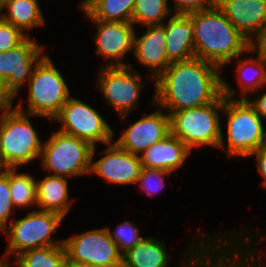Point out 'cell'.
<instances>
[{"mask_svg":"<svg viewBox=\"0 0 266 267\" xmlns=\"http://www.w3.org/2000/svg\"><path fill=\"white\" fill-rule=\"evenodd\" d=\"M221 72L218 66L197 57L172 62L154 81L149 106H159L169 114L206 106L222 94Z\"/></svg>","mask_w":266,"mask_h":267,"instance_id":"cell-1","label":"cell"},{"mask_svg":"<svg viewBox=\"0 0 266 267\" xmlns=\"http://www.w3.org/2000/svg\"><path fill=\"white\" fill-rule=\"evenodd\" d=\"M188 15L193 22L195 57L223 71L225 66L230 65L229 62L249 50V41L217 5Z\"/></svg>","mask_w":266,"mask_h":267,"instance_id":"cell-2","label":"cell"},{"mask_svg":"<svg viewBox=\"0 0 266 267\" xmlns=\"http://www.w3.org/2000/svg\"><path fill=\"white\" fill-rule=\"evenodd\" d=\"M222 117H225L226 135L222 130L218 149L224 151L225 159H247L262 147L266 124L246 98L223 95Z\"/></svg>","mask_w":266,"mask_h":267,"instance_id":"cell-3","label":"cell"},{"mask_svg":"<svg viewBox=\"0 0 266 267\" xmlns=\"http://www.w3.org/2000/svg\"><path fill=\"white\" fill-rule=\"evenodd\" d=\"M34 117L41 116L20 112L15 107L0 110L1 169L22 168L39 161L43 140L32 124Z\"/></svg>","mask_w":266,"mask_h":267,"instance_id":"cell-4","label":"cell"},{"mask_svg":"<svg viewBox=\"0 0 266 267\" xmlns=\"http://www.w3.org/2000/svg\"><path fill=\"white\" fill-rule=\"evenodd\" d=\"M54 62L47 53L35 66L26 86L27 109L24 110L20 101L15 104L18 111L51 121L72 96L68 81Z\"/></svg>","mask_w":266,"mask_h":267,"instance_id":"cell-5","label":"cell"},{"mask_svg":"<svg viewBox=\"0 0 266 267\" xmlns=\"http://www.w3.org/2000/svg\"><path fill=\"white\" fill-rule=\"evenodd\" d=\"M223 94L214 102L196 108L174 111L170 116V133L193 153L195 148H219L222 135Z\"/></svg>","mask_w":266,"mask_h":267,"instance_id":"cell-6","label":"cell"},{"mask_svg":"<svg viewBox=\"0 0 266 267\" xmlns=\"http://www.w3.org/2000/svg\"><path fill=\"white\" fill-rule=\"evenodd\" d=\"M64 219L57 213L39 209L26 212L25 217L20 219H13L0 233L8 241L2 256L10 260L26 250L62 245L64 238L54 239L53 235Z\"/></svg>","mask_w":266,"mask_h":267,"instance_id":"cell-7","label":"cell"},{"mask_svg":"<svg viewBox=\"0 0 266 267\" xmlns=\"http://www.w3.org/2000/svg\"><path fill=\"white\" fill-rule=\"evenodd\" d=\"M93 147L80 138L58 130L43 141L40 164L49 175L68 179L90 175Z\"/></svg>","mask_w":266,"mask_h":267,"instance_id":"cell-8","label":"cell"},{"mask_svg":"<svg viewBox=\"0 0 266 267\" xmlns=\"http://www.w3.org/2000/svg\"><path fill=\"white\" fill-rule=\"evenodd\" d=\"M131 63L126 67H99L95 88L102 93L107 107L111 106L120 122L128 121L130 114L139 109V100L146 82Z\"/></svg>","mask_w":266,"mask_h":267,"instance_id":"cell-9","label":"cell"},{"mask_svg":"<svg viewBox=\"0 0 266 267\" xmlns=\"http://www.w3.org/2000/svg\"><path fill=\"white\" fill-rule=\"evenodd\" d=\"M59 123L58 131L80 138L92 147L114 140L115 132L106 119L86 102L71 96L51 120Z\"/></svg>","mask_w":266,"mask_h":267,"instance_id":"cell-10","label":"cell"},{"mask_svg":"<svg viewBox=\"0 0 266 267\" xmlns=\"http://www.w3.org/2000/svg\"><path fill=\"white\" fill-rule=\"evenodd\" d=\"M67 261L101 267H121L122 254L104 226L75 233L63 240Z\"/></svg>","mask_w":266,"mask_h":267,"instance_id":"cell-11","label":"cell"},{"mask_svg":"<svg viewBox=\"0 0 266 267\" xmlns=\"http://www.w3.org/2000/svg\"><path fill=\"white\" fill-rule=\"evenodd\" d=\"M96 28L93 40L97 57L103 64L100 67H126L127 54L134 52V37L136 28L132 22H114L90 20Z\"/></svg>","mask_w":266,"mask_h":267,"instance_id":"cell-12","label":"cell"},{"mask_svg":"<svg viewBox=\"0 0 266 267\" xmlns=\"http://www.w3.org/2000/svg\"><path fill=\"white\" fill-rule=\"evenodd\" d=\"M47 54L46 46L31 35L17 47L0 52V77L17 98L23 86H27L38 62Z\"/></svg>","mask_w":266,"mask_h":267,"instance_id":"cell-13","label":"cell"},{"mask_svg":"<svg viewBox=\"0 0 266 267\" xmlns=\"http://www.w3.org/2000/svg\"><path fill=\"white\" fill-rule=\"evenodd\" d=\"M97 146L91 153L90 175L104 179L108 184L126 186L136 184L137 178L143 168L140 155L132 154L121 149L114 141L106 144L97 158ZM95 156V157H94Z\"/></svg>","mask_w":266,"mask_h":267,"instance_id":"cell-14","label":"cell"},{"mask_svg":"<svg viewBox=\"0 0 266 267\" xmlns=\"http://www.w3.org/2000/svg\"><path fill=\"white\" fill-rule=\"evenodd\" d=\"M149 114L132 121L122 128L120 136L113 141L123 150L140 155L153 144L163 140L170 134L169 113L161 107H156Z\"/></svg>","mask_w":266,"mask_h":267,"instance_id":"cell-15","label":"cell"},{"mask_svg":"<svg viewBox=\"0 0 266 267\" xmlns=\"http://www.w3.org/2000/svg\"><path fill=\"white\" fill-rule=\"evenodd\" d=\"M186 248L182 260L174 267H183L186 257L208 236L207 231L197 232ZM198 236V237H197ZM165 240L157 236H146L137 245L122 254L121 267H170L171 254Z\"/></svg>","mask_w":266,"mask_h":267,"instance_id":"cell-16","label":"cell"},{"mask_svg":"<svg viewBox=\"0 0 266 267\" xmlns=\"http://www.w3.org/2000/svg\"><path fill=\"white\" fill-rule=\"evenodd\" d=\"M140 36L135 32L134 52L137 64L147 68L145 78L155 81L171 64L166 56V32L163 24L145 26Z\"/></svg>","mask_w":266,"mask_h":267,"instance_id":"cell-17","label":"cell"},{"mask_svg":"<svg viewBox=\"0 0 266 267\" xmlns=\"http://www.w3.org/2000/svg\"><path fill=\"white\" fill-rule=\"evenodd\" d=\"M217 7L247 41L266 26V0H221Z\"/></svg>","mask_w":266,"mask_h":267,"instance_id":"cell-18","label":"cell"},{"mask_svg":"<svg viewBox=\"0 0 266 267\" xmlns=\"http://www.w3.org/2000/svg\"><path fill=\"white\" fill-rule=\"evenodd\" d=\"M248 53V54H247ZM252 53V54H251ZM250 54V56H248ZM247 56V57H246ZM236 66L235 83L239 86V92L233 88L226 78L222 75V94L228 98H247L251 93L266 86V64L262 62L255 54L248 50L244 54L237 56L229 63ZM239 95V96H238Z\"/></svg>","mask_w":266,"mask_h":267,"instance_id":"cell-19","label":"cell"},{"mask_svg":"<svg viewBox=\"0 0 266 267\" xmlns=\"http://www.w3.org/2000/svg\"><path fill=\"white\" fill-rule=\"evenodd\" d=\"M192 151L176 136L171 133L163 140L153 144L140 154L142 166L150 169H161L177 172Z\"/></svg>","mask_w":266,"mask_h":267,"instance_id":"cell-20","label":"cell"},{"mask_svg":"<svg viewBox=\"0 0 266 267\" xmlns=\"http://www.w3.org/2000/svg\"><path fill=\"white\" fill-rule=\"evenodd\" d=\"M164 22L166 32V56L172 62L195 57L192 18L185 14H173Z\"/></svg>","mask_w":266,"mask_h":267,"instance_id":"cell-21","label":"cell"},{"mask_svg":"<svg viewBox=\"0 0 266 267\" xmlns=\"http://www.w3.org/2000/svg\"><path fill=\"white\" fill-rule=\"evenodd\" d=\"M69 180L61 176L46 174L36 178L37 203L35 209L54 212L66 218L77 199L69 197ZM72 198V199H71Z\"/></svg>","mask_w":266,"mask_h":267,"instance_id":"cell-22","label":"cell"},{"mask_svg":"<svg viewBox=\"0 0 266 267\" xmlns=\"http://www.w3.org/2000/svg\"><path fill=\"white\" fill-rule=\"evenodd\" d=\"M38 0H0V17L29 37L32 30L44 27L45 14Z\"/></svg>","mask_w":266,"mask_h":267,"instance_id":"cell-23","label":"cell"},{"mask_svg":"<svg viewBox=\"0 0 266 267\" xmlns=\"http://www.w3.org/2000/svg\"><path fill=\"white\" fill-rule=\"evenodd\" d=\"M183 267H226V232L206 237L186 257Z\"/></svg>","mask_w":266,"mask_h":267,"instance_id":"cell-24","label":"cell"},{"mask_svg":"<svg viewBox=\"0 0 266 267\" xmlns=\"http://www.w3.org/2000/svg\"><path fill=\"white\" fill-rule=\"evenodd\" d=\"M66 262L64 244L26 250L10 260L11 267H65Z\"/></svg>","mask_w":266,"mask_h":267,"instance_id":"cell-25","label":"cell"},{"mask_svg":"<svg viewBox=\"0 0 266 267\" xmlns=\"http://www.w3.org/2000/svg\"><path fill=\"white\" fill-rule=\"evenodd\" d=\"M18 170L19 168H9L11 200L16 210H28L37 203L36 179L33 174Z\"/></svg>","mask_w":266,"mask_h":267,"instance_id":"cell-26","label":"cell"},{"mask_svg":"<svg viewBox=\"0 0 266 267\" xmlns=\"http://www.w3.org/2000/svg\"><path fill=\"white\" fill-rule=\"evenodd\" d=\"M173 15L167 0H136L132 12L134 26L163 24Z\"/></svg>","mask_w":266,"mask_h":267,"instance_id":"cell-27","label":"cell"},{"mask_svg":"<svg viewBox=\"0 0 266 267\" xmlns=\"http://www.w3.org/2000/svg\"><path fill=\"white\" fill-rule=\"evenodd\" d=\"M136 0H101L88 14L87 20L132 22Z\"/></svg>","mask_w":266,"mask_h":267,"instance_id":"cell-28","label":"cell"},{"mask_svg":"<svg viewBox=\"0 0 266 267\" xmlns=\"http://www.w3.org/2000/svg\"><path fill=\"white\" fill-rule=\"evenodd\" d=\"M105 227L112 240L116 243L121 254L130 250L145 238L140 234L139 226H136L135 223L133 224L130 220L119 223L113 231L110 229V225Z\"/></svg>","mask_w":266,"mask_h":267,"instance_id":"cell-29","label":"cell"},{"mask_svg":"<svg viewBox=\"0 0 266 267\" xmlns=\"http://www.w3.org/2000/svg\"><path fill=\"white\" fill-rule=\"evenodd\" d=\"M175 174L170 171L161 169H150L143 167L136 184L139 185V191H143L151 199L159 193H162L163 188L167 187L166 177Z\"/></svg>","mask_w":266,"mask_h":267,"instance_id":"cell-30","label":"cell"},{"mask_svg":"<svg viewBox=\"0 0 266 267\" xmlns=\"http://www.w3.org/2000/svg\"><path fill=\"white\" fill-rule=\"evenodd\" d=\"M240 227L238 230L233 228L231 232V236L247 251L248 255L251 258H266V250L263 252L257 247L260 242H266V234L263 235L256 229H250ZM256 231V232H254ZM256 233V234H255ZM261 234V235H260Z\"/></svg>","mask_w":266,"mask_h":267,"instance_id":"cell-31","label":"cell"},{"mask_svg":"<svg viewBox=\"0 0 266 267\" xmlns=\"http://www.w3.org/2000/svg\"><path fill=\"white\" fill-rule=\"evenodd\" d=\"M15 207L11 200L9 185V168L0 169V232H2L15 217ZM12 218V219H11Z\"/></svg>","mask_w":266,"mask_h":267,"instance_id":"cell-32","label":"cell"},{"mask_svg":"<svg viewBox=\"0 0 266 267\" xmlns=\"http://www.w3.org/2000/svg\"><path fill=\"white\" fill-rule=\"evenodd\" d=\"M226 267H259L228 231L226 232Z\"/></svg>","mask_w":266,"mask_h":267,"instance_id":"cell-33","label":"cell"},{"mask_svg":"<svg viewBox=\"0 0 266 267\" xmlns=\"http://www.w3.org/2000/svg\"><path fill=\"white\" fill-rule=\"evenodd\" d=\"M27 37L21 30L0 17V52L17 47Z\"/></svg>","mask_w":266,"mask_h":267,"instance_id":"cell-34","label":"cell"},{"mask_svg":"<svg viewBox=\"0 0 266 267\" xmlns=\"http://www.w3.org/2000/svg\"><path fill=\"white\" fill-rule=\"evenodd\" d=\"M168 4L172 1L173 8L171 11L173 14H185L188 15L193 12L207 10L215 6L211 0H167Z\"/></svg>","mask_w":266,"mask_h":267,"instance_id":"cell-35","label":"cell"},{"mask_svg":"<svg viewBox=\"0 0 266 267\" xmlns=\"http://www.w3.org/2000/svg\"><path fill=\"white\" fill-rule=\"evenodd\" d=\"M249 50L266 64V26L249 41Z\"/></svg>","mask_w":266,"mask_h":267,"instance_id":"cell-36","label":"cell"},{"mask_svg":"<svg viewBox=\"0 0 266 267\" xmlns=\"http://www.w3.org/2000/svg\"><path fill=\"white\" fill-rule=\"evenodd\" d=\"M266 86L251 93L246 99L254 107L256 113L265 121L266 120V90L263 92ZM263 92V93H261ZM261 93V95H260ZM254 95V97H253ZM266 122V121H265Z\"/></svg>","mask_w":266,"mask_h":267,"instance_id":"cell-37","label":"cell"},{"mask_svg":"<svg viewBox=\"0 0 266 267\" xmlns=\"http://www.w3.org/2000/svg\"><path fill=\"white\" fill-rule=\"evenodd\" d=\"M255 158L256 167L261 177V187L266 188V148L261 147L254 151L248 158Z\"/></svg>","mask_w":266,"mask_h":267,"instance_id":"cell-38","label":"cell"},{"mask_svg":"<svg viewBox=\"0 0 266 267\" xmlns=\"http://www.w3.org/2000/svg\"><path fill=\"white\" fill-rule=\"evenodd\" d=\"M16 97L7 87L6 81L0 77V110H8L15 107Z\"/></svg>","mask_w":266,"mask_h":267,"instance_id":"cell-39","label":"cell"},{"mask_svg":"<svg viewBox=\"0 0 266 267\" xmlns=\"http://www.w3.org/2000/svg\"><path fill=\"white\" fill-rule=\"evenodd\" d=\"M81 2L78 3L80 12L83 15L88 14L93 8H95L101 0H80Z\"/></svg>","mask_w":266,"mask_h":267,"instance_id":"cell-40","label":"cell"},{"mask_svg":"<svg viewBox=\"0 0 266 267\" xmlns=\"http://www.w3.org/2000/svg\"><path fill=\"white\" fill-rule=\"evenodd\" d=\"M65 267H101V266L90 263H72L67 261Z\"/></svg>","mask_w":266,"mask_h":267,"instance_id":"cell-41","label":"cell"},{"mask_svg":"<svg viewBox=\"0 0 266 267\" xmlns=\"http://www.w3.org/2000/svg\"><path fill=\"white\" fill-rule=\"evenodd\" d=\"M259 267H266V258H252Z\"/></svg>","mask_w":266,"mask_h":267,"instance_id":"cell-42","label":"cell"},{"mask_svg":"<svg viewBox=\"0 0 266 267\" xmlns=\"http://www.w3.org/2000/svg\"><path fill=\"white\" fill-rule=\"evenodd\" d=\"M0 267H11L10 260L6 259L4 256H0Z\"/></svg>","mask_w":266,"mask_h":267,"instance_id":"cell-43","label":"cell"},{"mask_svg":"<svg viewBox=\"0 0 266 267\" xmlns=\"http://www.w3.org/2000/svg\"><path fill=\"white\" fill-rule=\"evenodd\" d=\"M262 147L266 148V126H264V139H263Z\"/></svg>","mask_w":266,"mask_h":267,"instance_id":"cell-44","label":"cell"},{"mask_svg":"<svg viewBox=\"0 0 266 267\" xmlns=\"http://www.w3.org/2000/svg\"><path fill=\"white\" fill-rule=\"evenodd\" d=\"M215 5H217L221 0H211Z\"/></svg>","mask_w":266,"mask_h":267,"instance_id":"cell-45","label":"cell"}]
</instances>
